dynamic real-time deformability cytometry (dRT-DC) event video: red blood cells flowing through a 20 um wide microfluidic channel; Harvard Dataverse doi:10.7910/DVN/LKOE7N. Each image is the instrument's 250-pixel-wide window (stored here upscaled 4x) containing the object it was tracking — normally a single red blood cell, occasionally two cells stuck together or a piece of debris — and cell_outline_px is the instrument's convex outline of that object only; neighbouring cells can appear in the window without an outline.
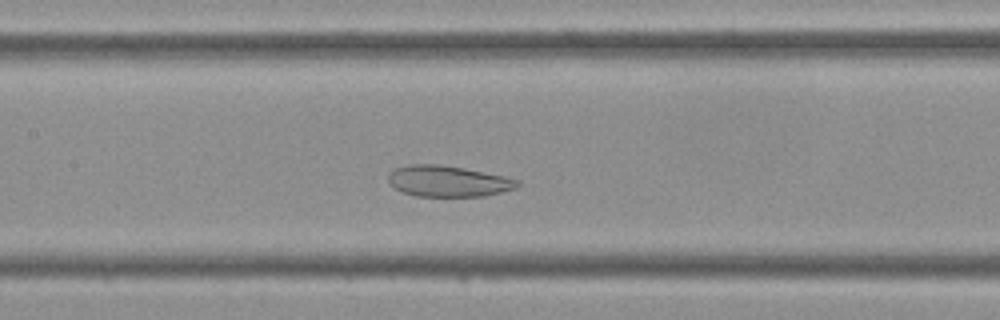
{"species": "Egyptian fruit bat (a non-hibernating species)", "species_latin": "Rousettus aegyptiacus", "temperature_condition": "cold", "stored_images_in_passage": 41, "camera_frame_rate_fps": 3000, "um_per_image_px": 0.085, "frame": {"image": 1, "passage_image": 17, "time_ms": 5.333, "image_size_px": [1000, 320], "cell_outline_px": [[520, 184], [516, 188], [484, 196], [416, 196], [404, 192], [396, 188], [388, 180], [388, 176], [396, 168], [408, 164], [436, 164], [464, 168], [504, 176], [520, 180]], "centroid_in_image_um": [38.11, 15.4], "position_along_channel_um": 169.3, "area_um2": 23.12}}
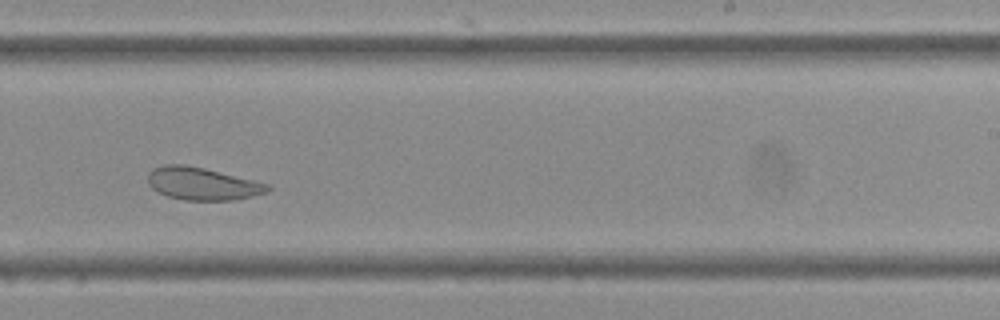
{"frame": {"image": 2, "passage_image": 24, "time_ms": 7.667, "image_size_px": [1000, 320], "cell_outline_px": [[272, 188], [268, 192], [236, 200], [184, 200], [168, 196], [152, 188], [148, 184], [148, 172], [152, 168], [164, 164], [184, 164], [204, 168], [272, 184]], "centroid_in_image_um": [17.23, 15.61], "position_along_channel_um": 271.8, "area_um2": 22.95}}
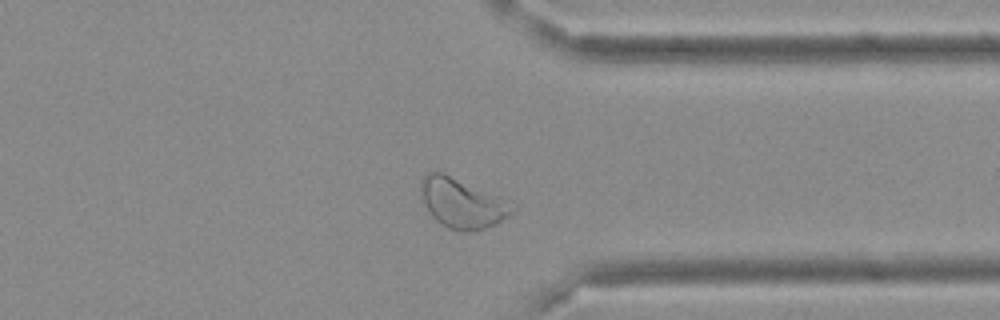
{"frame": {"image": 3, "passage_image": 31, "time_ms": 10.0, "image_size_px": [1000, 320], "cell_outline_px": [[516, 208], [508, 216], [484, 228], [464, 232], [460, 232], [448, 228], [440, 224], [428, 212], [420, 200], [420, 180], [428, 172], [444, 172], [516, 204]], "centroid_in_image_um": [39.22, 17.26], "position_along_channel_um": 372.2, "area_um2": 26.65}}